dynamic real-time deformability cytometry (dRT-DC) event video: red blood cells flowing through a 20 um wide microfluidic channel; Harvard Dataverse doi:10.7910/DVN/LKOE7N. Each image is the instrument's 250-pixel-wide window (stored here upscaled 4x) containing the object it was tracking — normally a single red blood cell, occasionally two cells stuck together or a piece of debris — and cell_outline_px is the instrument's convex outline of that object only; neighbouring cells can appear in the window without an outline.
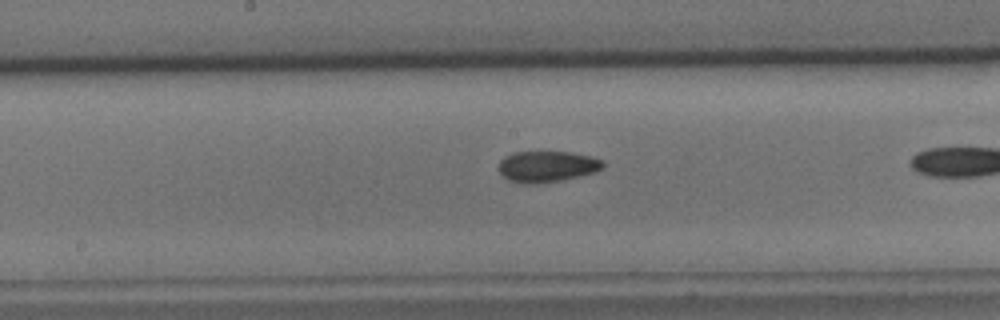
{"species": "common noctule bat (a hibernating species)", "species_latin": "Nyctalus noctula", "temperature_condition": "cold", "stored_images_in_passage": 41, "camera_frame_rate_fps": 3000, "um_per_image_px": 0.085, "animal": {"sex": "male", "body_mass_g": 15.6}, "frame": {"image": 1, "passage_image": 26, "time_ms": 8.333, "image_size_px": [1000, 320], "cell_outline_px": [[604, 164], [596, 172], [564, 180], [536, 184], [524, 184], [508, 180], [500, 172], [500, 160], [504, 156], [512, 152], [572, 152], [592, 156], [604, 160]], "centroid_in_image_um": [46.51, 14.15], "position_along_channel_um": 201.7, "area_um2": 19.07}}
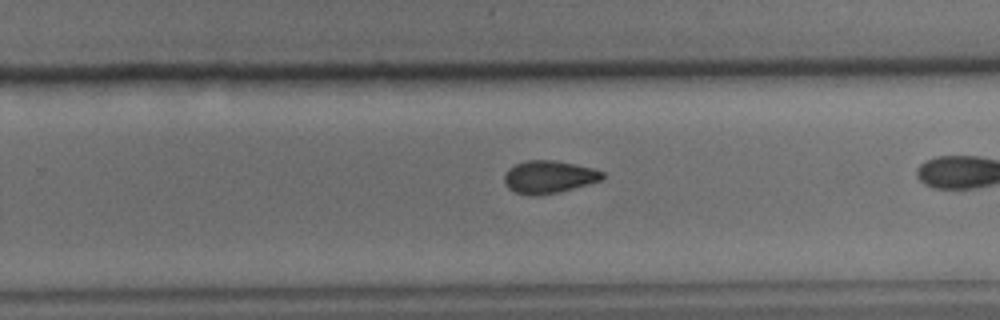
{"frame": {"image": 2, "passage_image": 33, "time_ms": 10.667, "image_size_px": [1000, 320], "cell_outline_px": [[604, 176], [600, 180], [588, 184], [560, 192], [536, 196], [532, 196], [516, 192], [508, 188], [504, 184], [504, 176], [508, 168], [516, 164], [528, 160], [552, 160], [592, 168], [604, 172]], "centroid_in_image_um": [46.62, 15.05], "position_along_channel_um": 283.2, "area_um2": 18.55}}
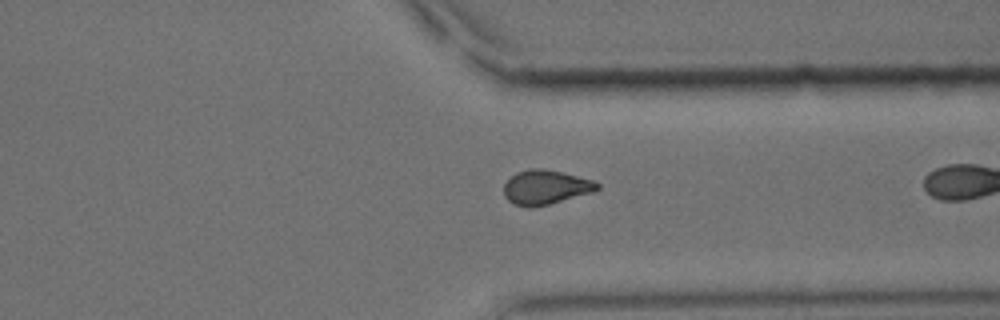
{"frame": {"image": 3, "passage_image": 40, "time_ms": 13.0, "image_size_px": [1000, 320], "cell_outline_px": [[600, 188], [592, 192], [548, 204], [532, 208], [528, 208], [512, 204], [504, 196], [504, 184], [516, 172], [532, 168], [544, 168], [564, 172], [592, 180], [600, 184]], "centroid_in_image_um": [46.35, 15.91], "position_along_channel_um": 365.0, "area_um2": 18.79}}